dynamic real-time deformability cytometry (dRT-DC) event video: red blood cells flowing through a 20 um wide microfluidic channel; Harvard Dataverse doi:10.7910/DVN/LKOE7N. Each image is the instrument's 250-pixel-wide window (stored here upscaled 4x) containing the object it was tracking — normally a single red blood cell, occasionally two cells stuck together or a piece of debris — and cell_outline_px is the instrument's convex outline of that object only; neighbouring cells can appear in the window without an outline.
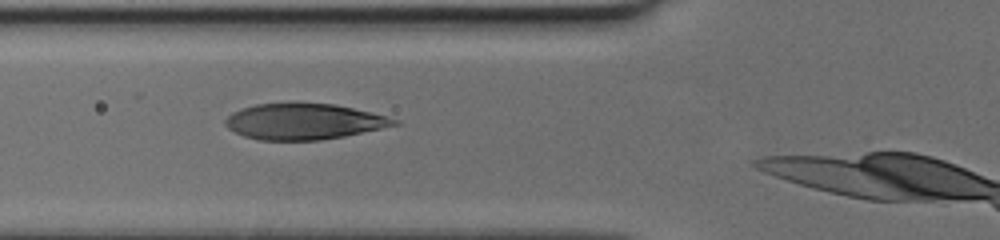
{"species": "human", "species_latin": "Homo sapiens", "temperature_condition": "cold", "stored_images_in_passage": 26, "camera_frame_rate_fps": 3000, "um_per_image_px": 0.085, "donor": {"sex": "female"}, "frame": {"image": 1, "passage_image": 3, "time_ms": 0.667, "image_size_px": [1000, 240], "cell_outline_px": [[400, 124], [344, 136], [320, 140], [260, 140], [244, 136], [228, 128], [224, 124], [224, 120], [232, 112], [256, 104], [336, 104], [372, 112], [388, 116], [400, 120]], "centroid_in_image_um": [25.86, 10.34], "position_along_channel_um": 99.9, "area_um2": 35.03}}
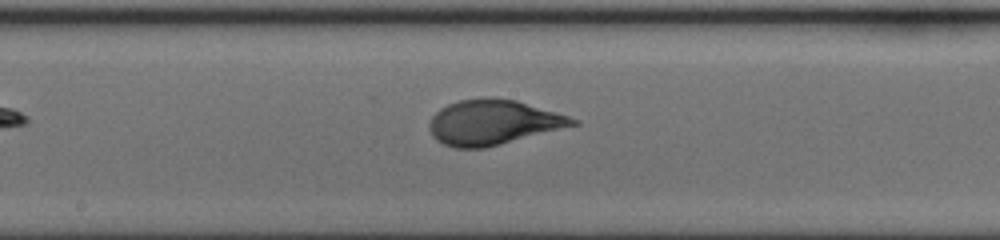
{"frame": {"image": 2, "passage_image": 11, "time_ms": 3.333, "image_size_px": [1000, 240], "cell_outline_px": [[580, 124], [484, 148], [456, 148], [444, 144], [436, 140], [432, 136], [428, 128], [428, 124], [432, 116], [440, 108], [448, 104], [460, 100], [516, 100], [556, 112], [580, 120]], "centroid_in_image_um": [41.9, 10.43], "position_along_channel_um": 206.3, "area_um2": 36.82}}
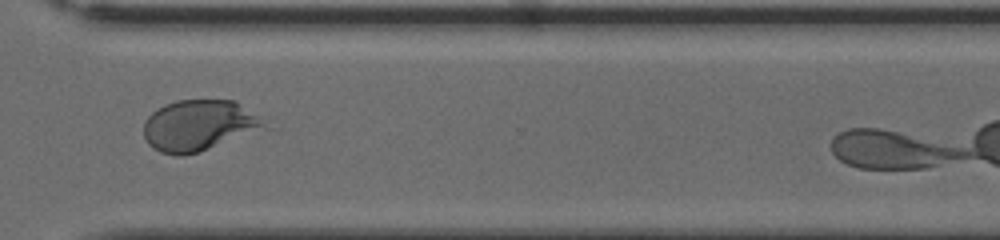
{"frame": {"image": 3, "passage_image": 22, "time_ms": 7.0, "image_size_px": [1000, 240], "cell_outline_px": [[276, 128], [196, 152], [180, 156], [176, 156], [160, 152], [152, 148], [148, 144], [144, 136], [144, 120], [156, 108], [164, 104], [176, 100], [236, 100]], "centroid_in_image_um": [17.0, 10.66], "position_along_channel_um": 353.6, "area_um2": 36.82}}